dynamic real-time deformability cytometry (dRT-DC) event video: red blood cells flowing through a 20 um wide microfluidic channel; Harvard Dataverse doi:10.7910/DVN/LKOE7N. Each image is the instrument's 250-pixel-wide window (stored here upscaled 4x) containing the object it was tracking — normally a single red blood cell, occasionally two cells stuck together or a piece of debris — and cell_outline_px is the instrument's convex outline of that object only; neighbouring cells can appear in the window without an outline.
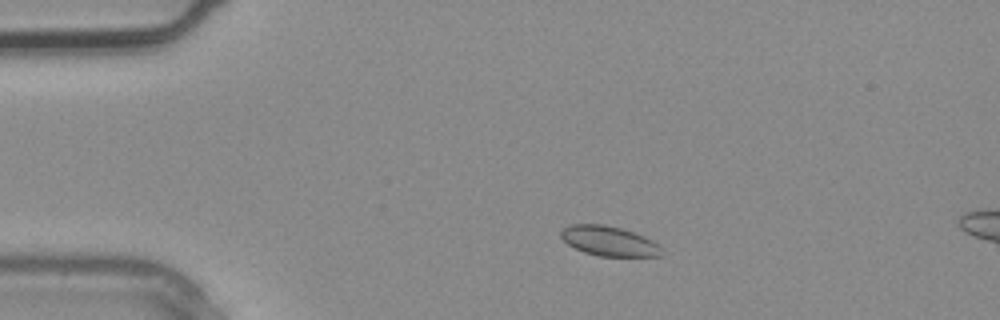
{"species": "common noctule bat (a hibernating species)", "species_latin": "Nyctalus noctula", "temperature_condition": "warm", "stored_images_in_passage": 2, "camera_frame_rate_fps": 3000, "um_per_image_px": 0.085, "animal": {"sex": "male", "body_mass_g": 20.4}, "frame": {"image": 1, "passage_image": 1, "time_ms": 0.0, "image_size_px": [1000, 320], "cell_outline_px": [[664, 256], [600, 256], [584, 252], [568, 244], [560, 236], [560, 232], [564, 228], [572, 224], [604, 224], [620, 228], [644, 236], [652, 240], [660, 248]], "centroid_in_image_um": [51.76, 20.49], "position_along_channel_um": 33.2, "area_um2": 17.28}}